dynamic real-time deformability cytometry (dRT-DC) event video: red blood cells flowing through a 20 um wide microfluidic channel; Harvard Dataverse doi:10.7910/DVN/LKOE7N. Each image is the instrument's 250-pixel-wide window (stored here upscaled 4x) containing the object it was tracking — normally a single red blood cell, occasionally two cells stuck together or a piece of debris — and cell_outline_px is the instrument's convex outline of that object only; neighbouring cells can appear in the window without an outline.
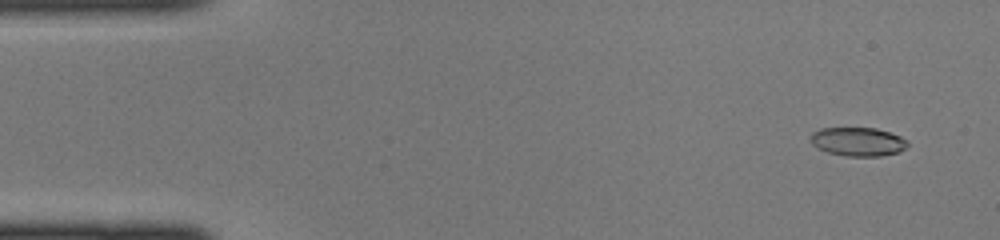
{"species": "common noctule bat (a hibernating species)", "species_latin": "Nyctalus noctula", "temperature_condition": "cold", "stored_images_in_passage": 44, "camera_frame_rate_fps": 3000, "um_per_image_px": 0.085, "animal": {"sex": "female", "body_mass_g": 22.0, "forearm_length_mm": 56.7}, "frame": {"image": 1, "passage_image": 3, "time_ms": 0.667, "image_size_px": [1000, 240], "cell_outline_px": [[908, 144], [900, 152], [880, 156], [844, 156], [828, 152], [812, 144], [812, 132], [820, 128], [876, 128], [900, 136], [908, 140]], "centroid_in_image_um": [72.95, 12.04], "position_along_channel_um": 12.0, "area_um2": 16.13}}
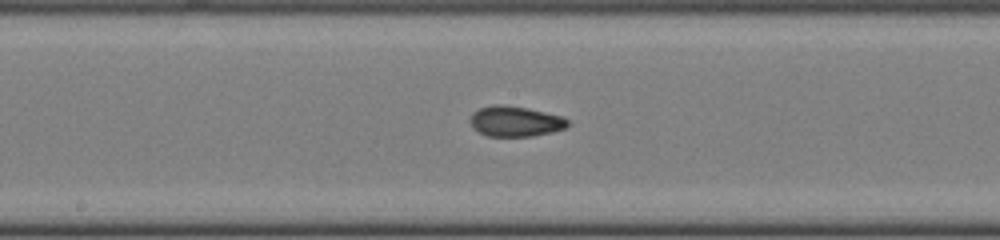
{"frame": {"image": 2, "passage_image": 23, "time_ms": 7.333, "image_size_px": [1000, 240], "cell_outline_px": [[568, 124], [564, 128], [552, 132], [532, 136], [488, 136], [472, 128], [468, 120], [472, 112], [480, 108], [496, 104], [500, 104], [528, 108], [560, 116], [568, 120]], "centroid_in_image_um": [43.74, 10.31], "position_along_channel_um": 204.5, "area_um2": 17.22}}
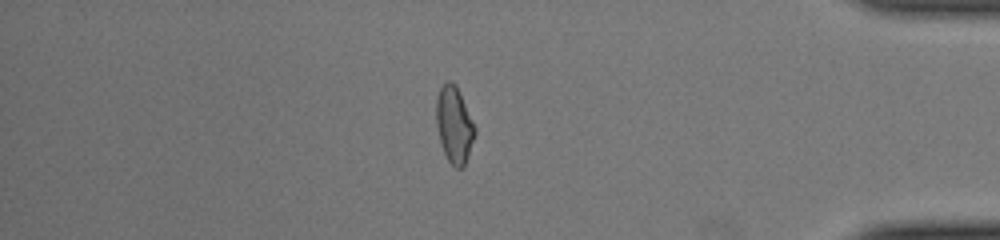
{"frame": {"image": 3, "passage_image": 38, "time_ms": 12.333, "image_size_px": [1000, 240], "cell_outline_px": [[476, 132], [464, 168], [456, 168], [448, 160], [444, 152], [440, 140], [436, 124], [436, 100], [440, 88], [448, 80], [452, 80], [456, 84], [476, 128]], "centroid_in_image_um": [38.61, 10.6], "position_along_channel_um": 396.6, "area_um2": 17.17}}